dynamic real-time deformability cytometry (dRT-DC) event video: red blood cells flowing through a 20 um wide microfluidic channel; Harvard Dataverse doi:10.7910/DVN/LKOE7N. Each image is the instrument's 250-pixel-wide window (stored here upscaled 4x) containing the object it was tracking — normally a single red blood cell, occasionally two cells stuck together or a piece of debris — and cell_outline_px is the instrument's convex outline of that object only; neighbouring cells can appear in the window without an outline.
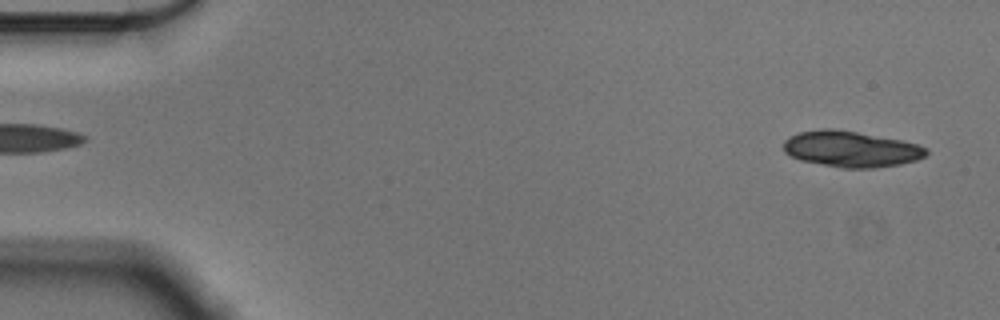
{"species": "Egyptian fruit bat (a non-hibernating species)", "species_latin": "Rousettus aegyptiacus", "temperature_condition": "cold", "stored_images_in_passage": 54, "segment_of_instrument_passage": [1, 2], "camera_frame_rate_fps": 3000, "um_per_image_px": 0.085, "animal": {"sex": "male"}, "frame": {"image": 1, "passage_image": 2, "time_ms": 0.333, "image_size_px": [1000, 320], "cell_outline_px": [[928, 152], [924, 156], [916, 160], [900, 164], [876, 168], [840, 168], [800, 160], [784, 152], [784, 140], [788, 136], [800, 132], [820, 128], [832, 128], [856, 132], [900, 140], [916, 144], [928, 148]], "centroid_in_image_um": [72.31, 12.67], "position_along_channel_um": 12.7, "area_um2": 29.88}}